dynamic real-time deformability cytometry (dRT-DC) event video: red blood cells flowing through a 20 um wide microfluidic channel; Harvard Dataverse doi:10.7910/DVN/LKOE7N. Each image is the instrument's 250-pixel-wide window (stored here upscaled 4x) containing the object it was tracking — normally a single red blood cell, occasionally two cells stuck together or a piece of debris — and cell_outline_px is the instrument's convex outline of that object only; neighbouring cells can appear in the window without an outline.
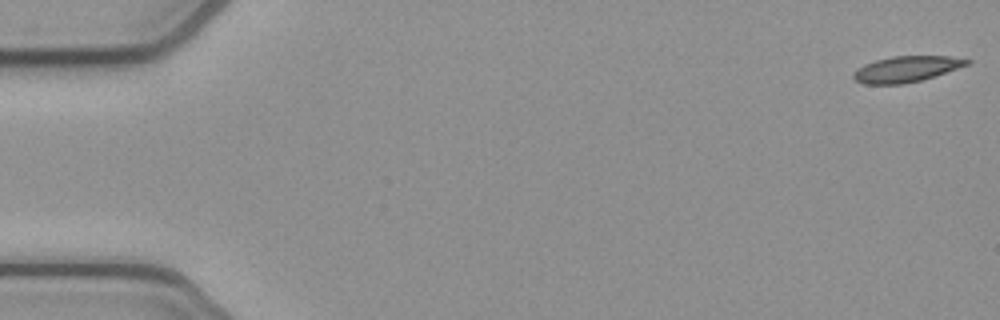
{"species": "common noctule bat (a hibernating species)", "species_latin": "Nyctalus noctula", "temperature_condition": "cold", "stored_images_in_passage": 24, "camera_frame_rate_fps": 3000, "um_per_image_px": 0.085, "animal": {"sex": "female", "body_mass_g": 21.9}, "frame": {"image": 1, "passage_image": 1, "time_ms": 0.0, "image_size_px": [1000, 320], "cell_outline_px": [[972, 64], [920, 80], [904, 84], [864, 84], [856, 80], [852, 76], [852, 72], [856, 68], [864, 64], [876, 60], [892, 56], [948, 56], [972, 60]], "centroid_in_image_um": [77.03, 5.86], "position_along_channel_um": 8.0, "area_um2": 17.17}}
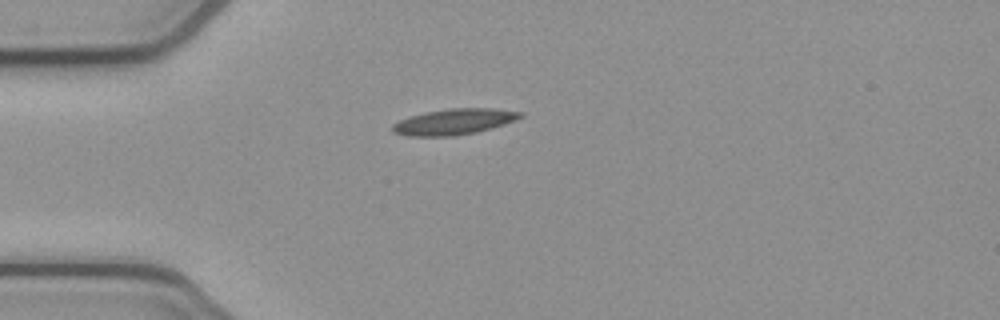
{"frame": {"image": 2, "passage_image": 14, "time_ms": 4.333, "image_size_px": [1000, 320], "cell_outline_px": [[524, 116], [516, 120], [504, 124], [476, 132], [452, 136], [408, 136], [392, 132], [392, 124], [408, 116], [424, 112], [448, 108], [492, 108], [524, 112]], "centroid_in_image_um": [38.59, 10.33], "position_along_channel_um": 46.4, "area_um2": 19.36}}
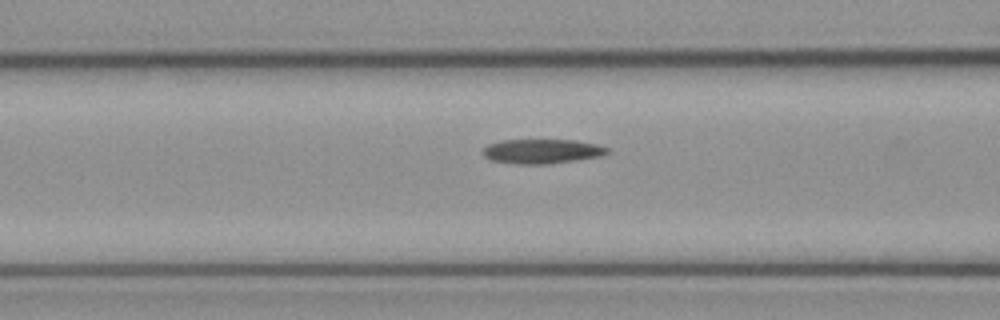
{"frame": {"image": 3, "passage_image": 21, "time_ms": 6.667, "image_size_px": [1000, 320], "cell_outline_px": [[608, 152], [600, 156], [576, 160], [548, 164], [516, 164], [488, 160], [480, 152], [488, 144], [500, 140], [576, 140], [596, 144], [608, 148]], "centroid_in_image_um": [46.0, 12.86], "position_along_channel_um": 120.6, "area_um2": 17.86}}